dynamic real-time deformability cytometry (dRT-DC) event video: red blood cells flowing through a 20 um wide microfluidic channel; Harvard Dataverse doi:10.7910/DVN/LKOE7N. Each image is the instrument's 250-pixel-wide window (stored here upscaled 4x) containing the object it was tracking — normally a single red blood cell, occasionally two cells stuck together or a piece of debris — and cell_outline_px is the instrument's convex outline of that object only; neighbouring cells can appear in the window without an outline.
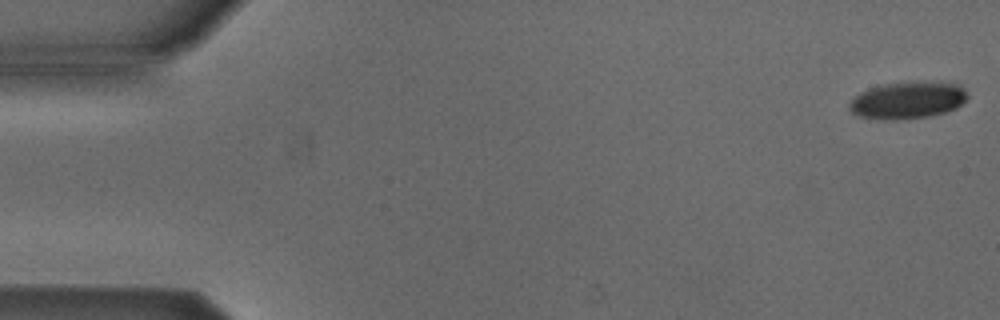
{"species": "Egyptian fruit bat (a non-hibernating species)", "species_latin": "Rousettus aegyptiacus", "temperature_condition": "cold", "stored_images_in_passage": 16, "camera_frame_rate_fps": 3000, "um_per_image_px": 0.085, "animal": {"sex": "male"}, "frame": {"image": 1, "passage_image": 1, "time_ms": 0.0, "image_size_px": [1000, 320], "cell_outline_px": [[968, 96], [956, 108], [948, 112], [928, 116], [860, 116], [852, 112], [848, 108], [848, 104], [856, 96], [872, 88], [888, 84], [956, 84], [964, 88], [968, 92]], "centroid_in_image_um": [77.21, 8.51], "position_along_channel_um": 7.8, "area_um2": 23.24}}
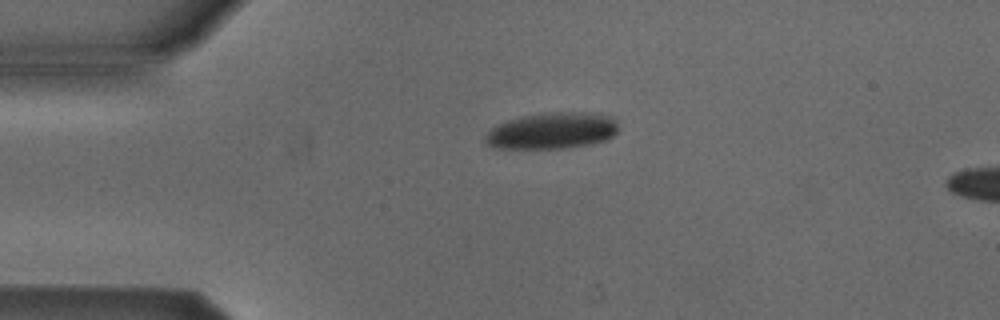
{"frame": {"image": 2, "passage_image": 12, "time_ms": 3.667, "image_size_px": [1000, 320], "cell_outline_px": [[616, 132], [612, 136], [604, 140], [588, 144], [564, 148], [492, 148], [484, 144], [484, 136], [496, 124], [520, 116], [544, 112], [580, 112], [608, 116], [616, 120]], "centroid_in_image_um": [46.83, 11.11], "position_along_channel_um": 38.2, "area_um2": 28.15}}